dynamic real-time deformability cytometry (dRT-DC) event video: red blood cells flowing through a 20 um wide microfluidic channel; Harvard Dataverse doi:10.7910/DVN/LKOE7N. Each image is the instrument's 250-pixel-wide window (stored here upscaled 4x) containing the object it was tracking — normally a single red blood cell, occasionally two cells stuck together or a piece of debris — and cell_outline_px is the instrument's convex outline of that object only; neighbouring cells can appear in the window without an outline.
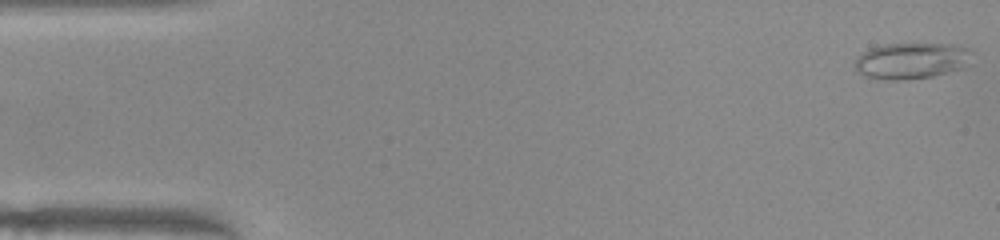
{"species": "common noctule bat (a hibernating species)", "species_latin": "Nyctalus noctula", "temperature_condition": "warm", "stored_images_in_passage": 50, "camera_frame_rate_fps": 3000, "um_per_image_px": 0.085, "animal": {"sex": "female", "body_mass_g": 22.0, "forearm_length_mm": 56.7}, "frame": {"image": 1, "passage_image": 1, "time_ms": 0.0, "image_size_px": [1000, 240], "cell_outline_px": [[964, 68], [932, 76], [904, 80], [888, 80], [864, 76], [856, 68], [856, 56], [868, 48], [880, 44], [956, 44], [964, 48]], "centroid_in_image_um": [77.32, 5.16], "position_along_channel_um": 7.7, "area_um2": 24.04}}
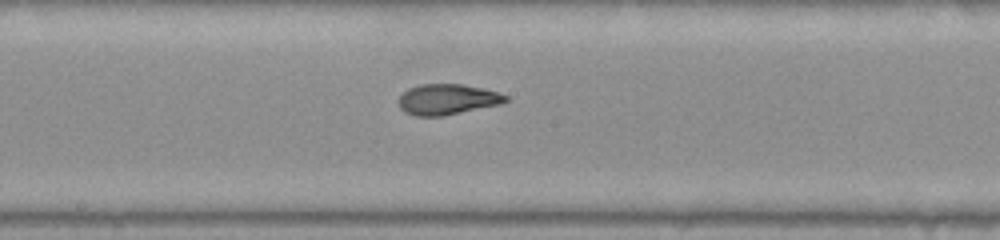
{"frame": {"image": 2, "passage_image": 26, "time_ms": 8.333, "image_size_px": [1000, 240], "cell_outline_px": [[508, 100], [500, 104], [444, 116], [416, 116], [404, 112], [400, 108], [400, 96], [408, 88], [420, 84], [464, 84], [496, 92], [508, 96]], "centroid_in_image_um": [38.01, 8.45], "position_along_channel_um": 210.2, "area_um2": 18.96}}
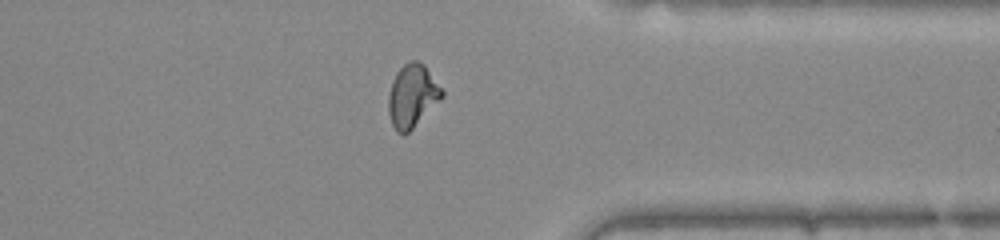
{"frame": {"image": 3, "passage_image": 39, "time_ms": 12.667, "image_size_px": [1000, 240], "cell_outline_px": [[444, 96], [404, 136], [396, 132], [392, 124], [388, 112], [388, 96], [392, 80], [396, 72], [404, 64], [412, 60], [416, 60], [424, 64], [444, 92]], "centroid_in_image_um": [35.02, 8.15], "position_along_channel_um": 376.4, "area_um2": 19.54}, "authors_computed_cell_mechanics": {"area_um2": 19.5942, "velocity_mm_per_s": 4.0211, "shape_relaxation_time_tau1_ms": null, "shape_relaxation_time_tau2_ms": 1.3402, "deformation_change_tau1": null, "deformation_change_tau2": 0.0717}}